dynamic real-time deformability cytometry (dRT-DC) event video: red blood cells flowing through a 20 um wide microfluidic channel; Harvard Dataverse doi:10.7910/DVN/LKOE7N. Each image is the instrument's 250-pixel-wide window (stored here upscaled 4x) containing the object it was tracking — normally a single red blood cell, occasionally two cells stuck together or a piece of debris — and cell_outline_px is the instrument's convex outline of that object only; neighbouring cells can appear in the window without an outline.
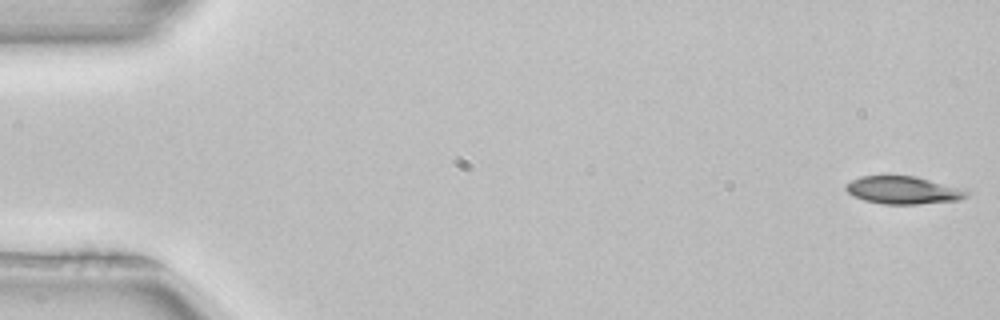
{"species": "common noctule bat (a hibernating species)", "species_latin": "Nyctalus noctula", "temperature_condition": "room temperature", "stored_images_in_passage": 52, "camera_frame_rate_fps": 3000, "um_per_image_px": 0.085, "animal": {"sex": "female", "body_mass_g": 22.7, "forearm_length_mm": 54.2}, "frame": {"image": 1, "passage_image": 1, "time_ms": 0.0, "image_size_px": [1000, 320], "cell_outline_px": [[972, 192], [968, 196], [960, 200], [916, 204], [884, 204], [864, 200], [852, 196], [844, 188], [844, 184], [860, 176], [916, 176], [968, 188]], "centroid_in_image_um": [76.86, 16.16], "position_along_channel_um": 8.1, "area_um2": 20.0}}
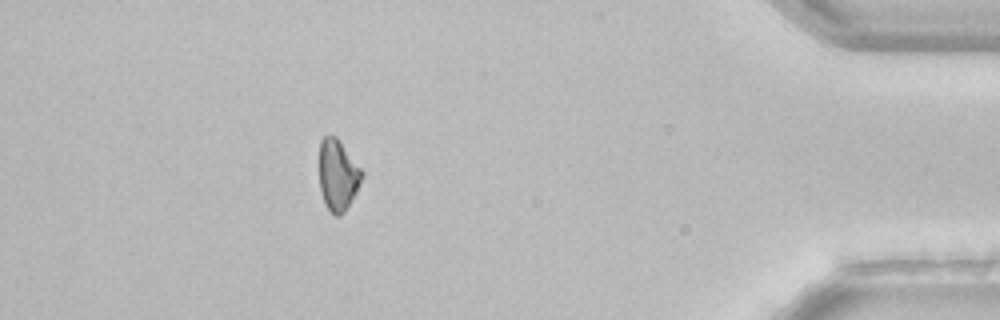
{"frame": {"image": 2, "passage_image": 46, "time_ms": 15.0, "image_size_px": [1000, 320], "cell_outline_px": [[364, 176], [356, 192], [344, 212], [340, 216], [336, 216], [324, 204], [320, 188], [320, 140], [324, 136], [336, 136], [364, 172]], "centroid_in_image_um": [28.72, 14.88], "position_along_channel_um": 406.5, "area_um2": 17.51}, "authors_computed_cell_mechanics": {"area_um2": 19.7387, "velocity_mm_per_s": 3.9758, "shape_relaxation_time_tau1_ms": 2.315, "shape_relaxation_time_tau2_ms": null, "deformation_change_tau1": 0.0803, "deformation_change_tau2": null}}